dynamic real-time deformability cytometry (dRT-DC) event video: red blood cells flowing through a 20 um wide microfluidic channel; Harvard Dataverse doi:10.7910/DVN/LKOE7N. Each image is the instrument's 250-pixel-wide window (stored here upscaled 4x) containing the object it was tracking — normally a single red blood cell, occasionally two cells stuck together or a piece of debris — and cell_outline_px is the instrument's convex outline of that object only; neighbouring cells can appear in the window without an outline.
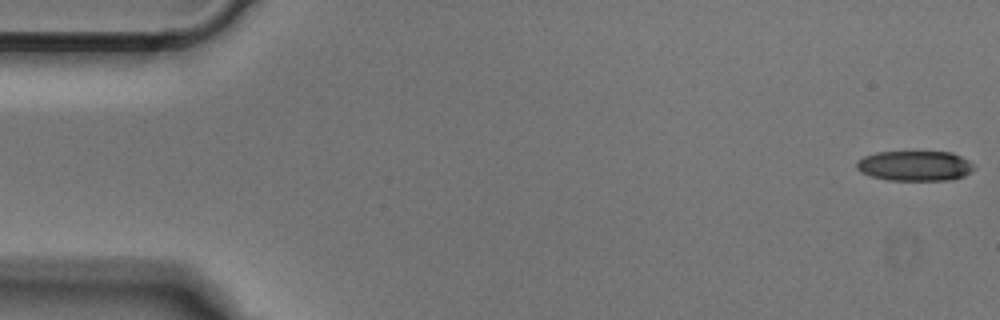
{"species": "Egyptian fruit bat (a non-hibernating species)", "species_latin": "Rousettus aegyptiacus", "temperature_condition": "cold", "stored_images_in_passage": 47, "camera_frame_rate_fps": 3000, "um_per_image_px": 0.085, "animal": {"sex": "male"}, "frame": {"image": 1, "passage_image": 1, "time_ms": 0.0, "image_size_px": [1000, 320], "cell_outline_px": [[976, 168], [972, 172], [964, 176], [952, 180], [888, 180], [872, 176], [860, 172], [856, 168], [856, 160], [864, 156], [876, 152], [952, 152], [968, 160]], "centroid_in_image_um": [77.76, 14.1], "position_along_channel_um": 7.2, "area_um2": 20.75}}
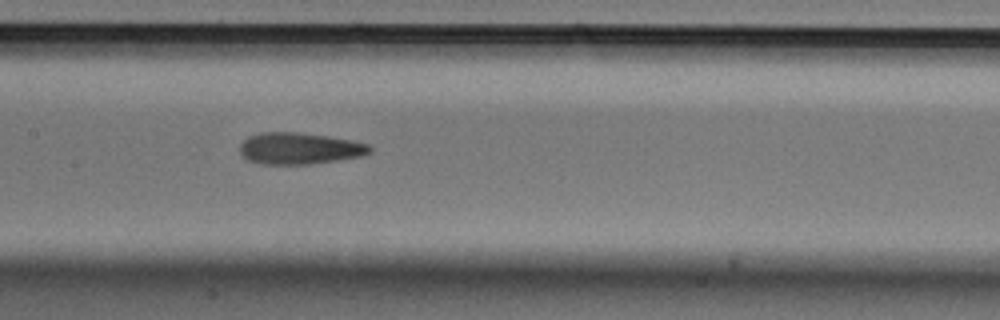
{"frame": {"image": 2, "passage_image": 24, "time_ms": 7.667, "image_size_px": [1000, 320], "cell_outline_px": [[372, 152], [360, 156], [336, 160], [308, 164], [260, 164], [248, 160], [240, 152], [240, 144], [248, 136], [260, 132], [296, 132], [328, 136], [352, 140], [368, 144], [372, 148]], "centroid_in_image_um": [25.44, 12.61], "position_along_channel_um": 182.0, "area_um2": 23.87}}
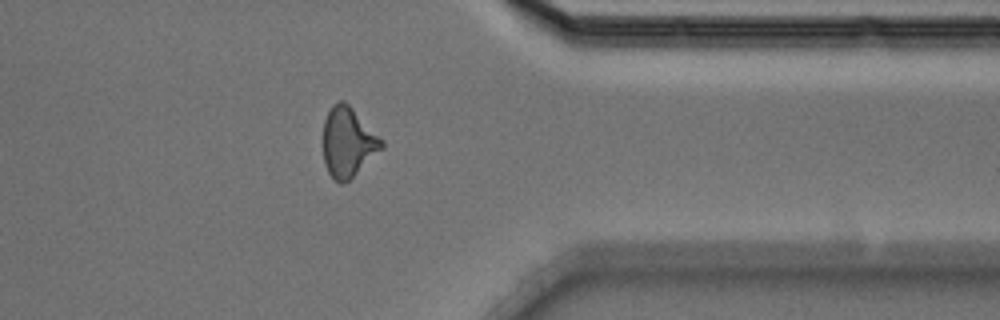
{"frame": {"image": 3, "passage_image": 40, "time_ms": 13.0, "image_size_px": [1000, 320], "cell_outline_px": [[384, 148], [348, 180], [340, 184], [328, 172], [324, 160], [324, 120], [332, 104], [340, 100], [344, 100], [384, 140]], "centroid_in_image_um": [29.6, 12.06], "position_along_channel_um": 381.8, "area_um2": 23.47}}